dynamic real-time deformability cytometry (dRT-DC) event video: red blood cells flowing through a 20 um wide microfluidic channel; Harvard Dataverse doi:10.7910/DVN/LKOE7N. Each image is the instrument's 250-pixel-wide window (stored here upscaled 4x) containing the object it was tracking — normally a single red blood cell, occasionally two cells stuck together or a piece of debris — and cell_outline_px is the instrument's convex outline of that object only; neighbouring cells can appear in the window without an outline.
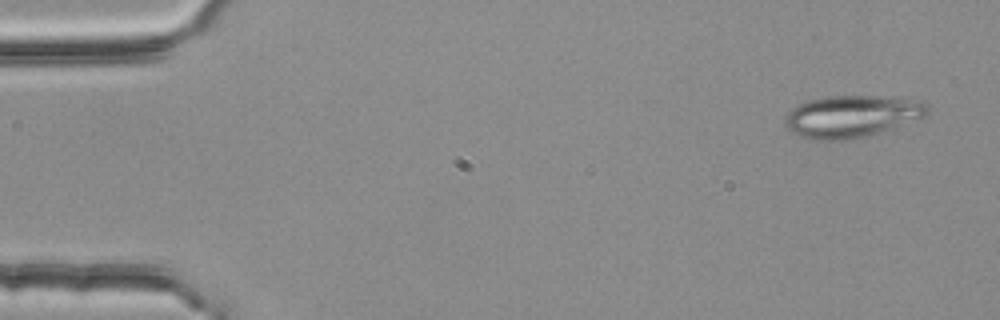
{"species": "common noctule bat (a hibernating species)", "species_latin": "Nyctalus noctula", "temperature_condition": "room temperature", "stored_images_in_passage": 3, "camera_frame_rate_fps": 3000, "um_per_image_px": 0.085, "animal": {"sex": "female", "body_mass_g": 25.1}, "frame": {"image": 1, "passage_image": 1, "time_ms": 0.0, "image_size_px": [1000, 320], "cell_outline_px": [[932, 108], [924, 116], [864, 136], [844, 140], [816, 140], [800, 136], [792, 132], [788, 128], [784, 120], [784, 116], [792, 108], [808, 100], [828, 96], [876, 96], [924, 100]], "centroid_in_image_um": [72.38, 9.86], "position_along_channel_um": 12.6, "area_um2": 34.45}}